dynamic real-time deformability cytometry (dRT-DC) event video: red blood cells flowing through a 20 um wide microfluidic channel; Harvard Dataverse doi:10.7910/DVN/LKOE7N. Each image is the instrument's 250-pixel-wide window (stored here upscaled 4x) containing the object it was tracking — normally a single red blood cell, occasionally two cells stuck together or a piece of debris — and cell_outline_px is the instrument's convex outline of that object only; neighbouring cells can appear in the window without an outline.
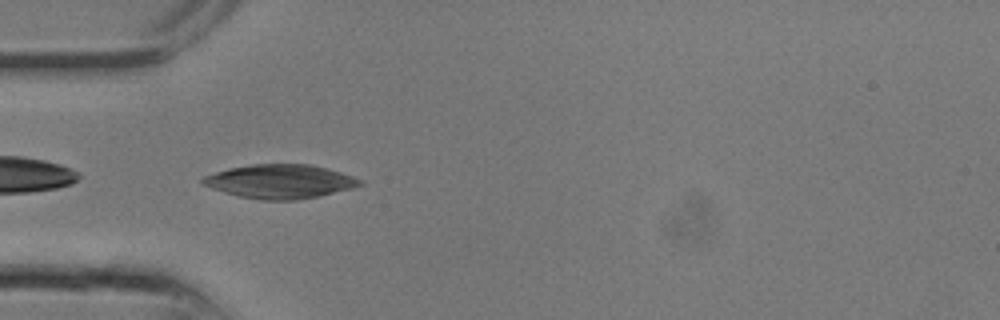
{"species": "common noctule bat (a hibernating species)", "species_latin": "Nyctalus noctula", "temperature_condition": "room temperature", "stored_images_in_passage": 11, "camera_frame_rate_fps": 3000, "um_per_image_px": 0.085, "animal": {"sex": "male", "body_mass_g": 13.3}, "frame": {"image": 1, "passage_image": 8, "time_ms": 2.333, "image_size_px": [1000, 320], "cell_outline_px": [[364, 184], [352, 188], [316, 196], [296, 200], [260, 200], [240, 196], [224, 192], [212, 188], [204, 184], [200, 180], [204, 176], [228, 168], [252, 164], [308, 164], [340, 172], [352, 176], [360, 180]], "centroid_in_image_um": [23.77, 15.42], "position_along_channel_um": 61.2, "area_um2": 30.63}}
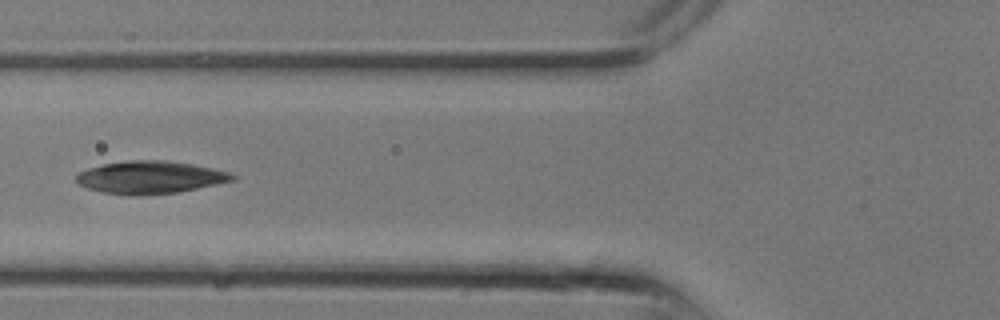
{"frame": {"image": 2, "passage_image": 10, "time_ms": 3.0, "image_size_px": [1000, 320], "cell_outline_px": [[236, 180], [176, 192], [136, 196], [128, 196], [104, 192], [88, 188], [80, 184], [76, 180], [76, 176], [80, 172], [88, 168], [104, 164], [128, 160], [164, 160], [192, 164], [212, 168], [228, 172], [236, 176]], "centroid_in_image_um": [12.76, 15.07], "position_along_channel_um": 113.0, "area_um2": 29.42}}